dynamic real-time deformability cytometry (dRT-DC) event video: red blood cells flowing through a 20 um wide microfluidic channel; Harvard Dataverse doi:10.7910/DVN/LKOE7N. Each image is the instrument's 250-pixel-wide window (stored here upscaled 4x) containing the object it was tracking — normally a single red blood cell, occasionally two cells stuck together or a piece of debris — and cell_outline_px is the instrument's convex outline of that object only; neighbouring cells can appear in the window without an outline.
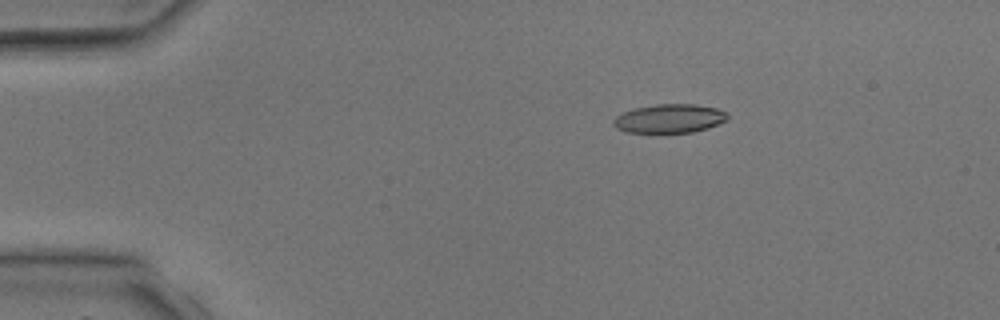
{"species": "common noctule bat (a hibernating species)", "species_latin": "Nyctalus noctula", "temperature_condition": "room temperature", "stored_images_in_passage": 4, "camera_frame_rate_fps": 3000, "um_per_image_px": 0.085, "animal": {"sex": "male", "body_mass_g": 17.9, "forearm_length_mm": 54.2}, "frame": {"image": 1, "passage_image": 3, "time_ms": 2.333, "image_size_px": [1000, 320], "cell_outline_px": [[728, 120], [708, 128], [692, 132], [624, 132], [616, 128], [612, 124], [612, 120], [616, 116], [632, 108], [656, 104], [696, 104], [716, 108], [728, 112]], "centroid_in_image_um": [56.9, 10.07], "position_along_channel_um": 28.1, "area_um2": 19.31}}